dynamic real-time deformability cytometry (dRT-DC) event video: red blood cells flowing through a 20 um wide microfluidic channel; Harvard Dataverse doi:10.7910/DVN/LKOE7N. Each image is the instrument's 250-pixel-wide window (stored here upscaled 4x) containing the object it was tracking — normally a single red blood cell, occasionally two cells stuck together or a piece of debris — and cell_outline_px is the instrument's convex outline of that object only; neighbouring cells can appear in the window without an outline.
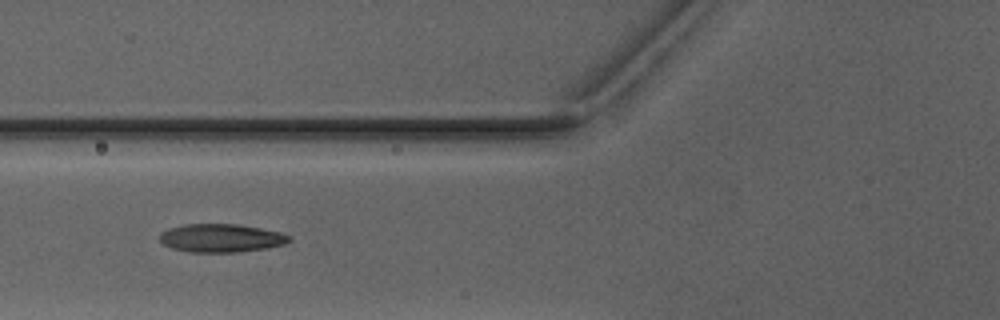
{"species": "Egyptian fruit bat (a non-hibernating species)", "species_latin": "Rousettus aegyptiacus", "temperature_condition": "warm", "stored_images_in_passage": 2, "camera_frame_rate_fps": 3000, "um_per_image_px": 0.085, "animal": {"sex": "male"}, "frame": {"image": 1, "passage_image": 2, "time_ms": 1.0, "image_size_px": [1000, 320], "cell_outline_px": [[292, 240], [284, 244], [268, 248], [232, 252], [192, 252], [172, 248], [164, 244], [160, 240], [160, 232], [168, 228], [184, 224], [236, 224], [260, 228], [280, 232], [288, 236]], "centroid_in_image_um": [18.78, 20.23], "position_along_channel_um": 107.0, "area_um2": 21.21}}